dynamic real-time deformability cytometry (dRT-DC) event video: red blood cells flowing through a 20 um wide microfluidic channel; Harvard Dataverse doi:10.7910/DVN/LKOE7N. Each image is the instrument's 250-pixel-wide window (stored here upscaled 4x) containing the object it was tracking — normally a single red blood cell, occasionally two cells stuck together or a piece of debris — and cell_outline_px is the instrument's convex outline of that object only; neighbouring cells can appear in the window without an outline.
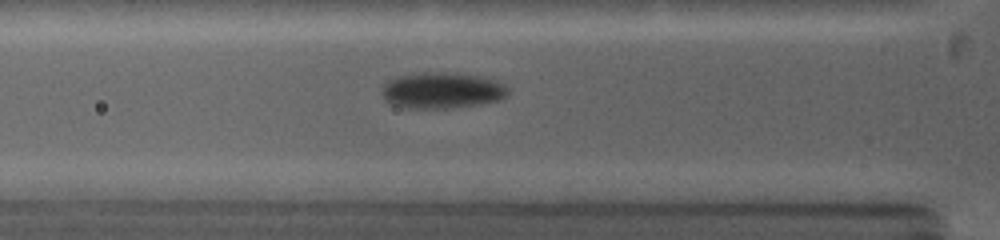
{"species": "common noctule bat (a hibernating species)", "species_latin": "Nyctalus noctula", "temperature_condition": "warm", "stored_images_in_passage": 5, "camera_frame_rate_fps": 5000, "um_per_image_px": 0.085, "animal": {"sex": "female", "body_mass_g": 19.0, "forearm_length_mm": 53.3}, "frame": {"image": 1, "passage_image": 2, "time_ms": 0.6, "image_size_px": [1000, 240], "cell_outline_px": [[508, 96], [500, 100], [480, 104], [448, 108], [400, 108], [388, 104], [384, 100], [380, 92], [384, 84], [388, 80], [400, 76], [424, 72], [452, 72], [484, 76], [496, 80], [504, 84], [508, 88]], "centroid_in_image_um": [37.56, 7.69], "position_along_channel_um": 88.2, "area_um2": 27.11}}